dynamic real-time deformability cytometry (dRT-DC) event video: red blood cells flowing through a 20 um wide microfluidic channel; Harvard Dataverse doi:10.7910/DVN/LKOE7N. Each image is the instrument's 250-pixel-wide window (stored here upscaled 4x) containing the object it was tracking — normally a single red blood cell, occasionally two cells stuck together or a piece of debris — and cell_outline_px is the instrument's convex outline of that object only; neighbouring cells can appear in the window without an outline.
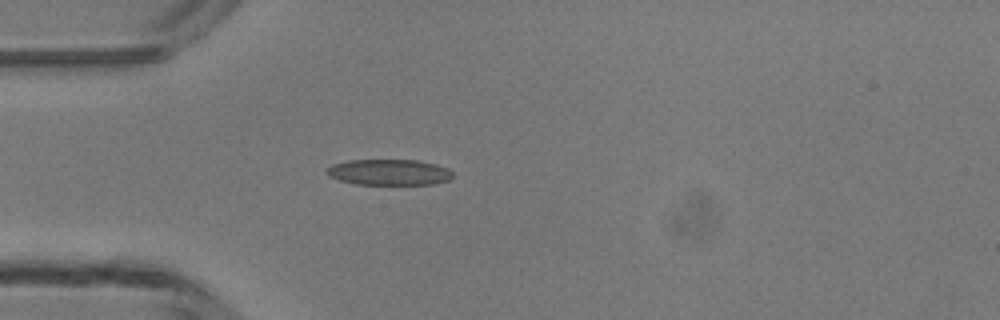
{"species": "common noctule bat (a hibernating species)", "species_latin": "Nyctalus noctula", "temperature_condition": "room temperature", "stored_images_in_passage": 2, "camera_frame_rate_fps": 3000, "um_per_image_px": 0.085, "animal": {"sex": "male", "body_mass_g": 13.3}, "frame": {"image": 1, "passage_image": 2, "time_ms": 1.333, "image_size_px": [1000, 320], "cell_outline_px": [[452, 176], [448, 180], [432, 184], [356, 184], [340, 180], [328, 176], [324, 172], [324, 168], [332, 164], [348, 160], [416, 160], [436, 164], [448, 168], [452, 172]], "centroid_in_image_um": [33.01, 14.63], "position_along_channel_um": 52.0, "area_um2": 19.07}}